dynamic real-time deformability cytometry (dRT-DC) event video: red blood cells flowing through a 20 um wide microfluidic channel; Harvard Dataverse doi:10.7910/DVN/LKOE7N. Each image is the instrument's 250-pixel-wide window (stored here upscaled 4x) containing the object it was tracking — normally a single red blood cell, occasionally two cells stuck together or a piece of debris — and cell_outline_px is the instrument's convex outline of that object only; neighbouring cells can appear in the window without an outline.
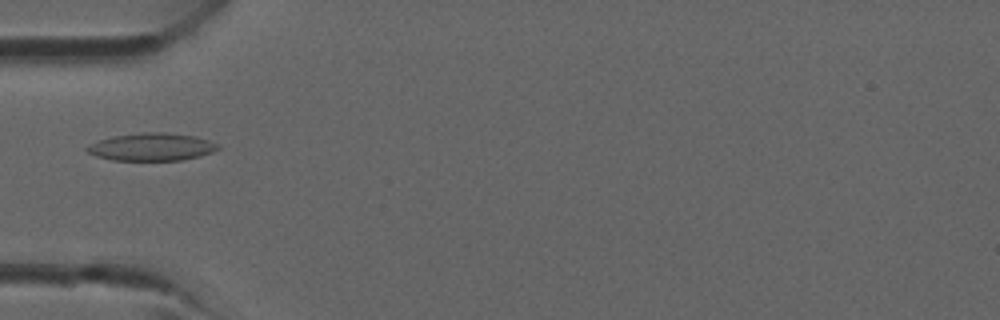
{"species": "common noctule bat (a hibernating species)", "species_latin": "Nyctalus noctula", "temperature_condition": "room temperature", "stored_images_in_passage": 27, "camera_frame_rate_fps": 3000, "um_per_image_px": 0.085, "animal": {"sex": "male", "forearm_length_mm": 52.5}, "frame": {"image": 1, "passage_image": 1, "time_ms": 0.0, "image_size_px": [1000, 320], "cell_outline_px": [[220, 148], [212, 152], [200, 156], [180, 160], [112, 160], [96, 156], [88, 152], [84, 148], [100, 140], [112, 136], [144, 132], [168, 132], [196, 136], [220, 144]], "centroid_in_image_um": [12.93, 12.48], "position_along_channel_um": 72.1, "area_um2": 21.1}}
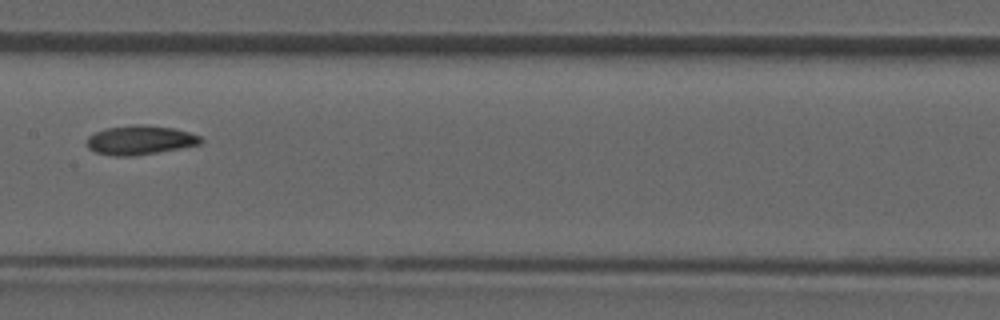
{"frame": {"image": 2, "passage_image": 8, "time_ms": 2.333, "image_size_px": [1000, 320], "cell_outline_px": [[204, 140], [200, 144], [180, 148], [132, 156], [112, 156], [96, 152], [88, 148], [88, 136], [96, 132], [108, 128], [136, 124], [144, 124], [172, 128], [188, 132], [200, 136]], "centroid_in_image_um": [11.91, 11.91], "position_along_channel_um": 195.5, "area_um2": 19.13}}
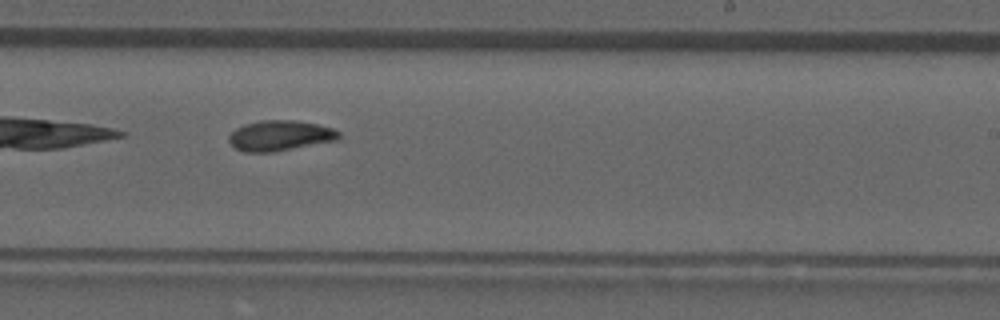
{"frame": {"image": 3, "passage_image": 12, "time_ms": 3.667, "image_size_px": [1000, 320], "cell_outline_px": [[340, 136], [336, 140], [276, 152], [244, 152], [236, 148], [228, 140], [228, 136], [236, 128], [244, 124], [260, 120], [292, 120], [316, 124], [332, 128], [340, 132]], "centroid_in_image_um": [23.78, 11.53], "position_along_channel_um": 265.2, "area_um2": 19.42}}